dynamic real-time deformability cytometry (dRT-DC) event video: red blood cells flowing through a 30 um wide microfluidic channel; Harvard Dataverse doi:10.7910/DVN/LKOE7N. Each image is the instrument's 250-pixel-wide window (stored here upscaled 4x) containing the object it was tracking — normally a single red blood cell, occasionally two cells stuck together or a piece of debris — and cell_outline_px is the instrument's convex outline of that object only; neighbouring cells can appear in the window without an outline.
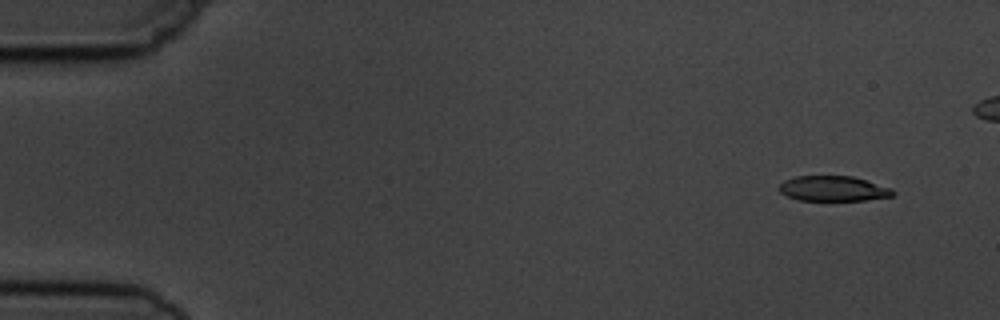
{"species": "common noctule bat (a hibernating species)", "species_latin": "Nyctalus noctula", "temperature_condition": "cold", "stored_images_in_passage": 7, "camera_frame_rate_fps": 3000, "um_per_image_px": 0.085, "animal": {"sex": "male", "body_mass_g": 19.5, "forearm_length_mm": 54.6}, "frame": {"image": 1, "passage_image": 1, "time_ms": 0.0, "image_size_px": [1000, 320], "cell_outline_px": [[896, 192], [892, 196], [868, 200], [800, 200], [788, 196], [780, 192], [776, 188], [784, 180], [796, 176], [852, 176], [892, 188]], "centroid_in_image_um": [70.82, 16.03], "position_along_channel_um": 14.2, "area_um2": 16.7}}
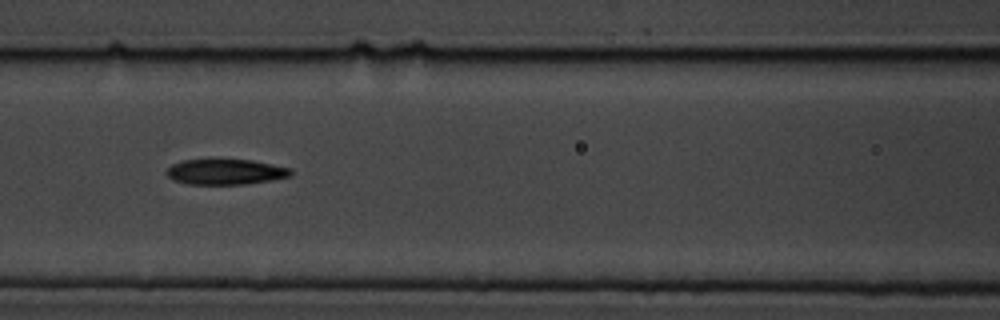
{"frame": {"image": 2, "passage_image": 6, "time_ms": 6.667, "image_size_px": [1000, 320], "cell_outline_px": [[292, 176], [272, 180], [248, 184], [188, 184], [176, 180], [168, 176], [168, 168], [172, 164], [184, 160], [252, 160], [292, 168]], "centroid_in_image_um": [19.25, 14.61], "position_along_channel_um": 147.4, "area_um2": 18.26}}
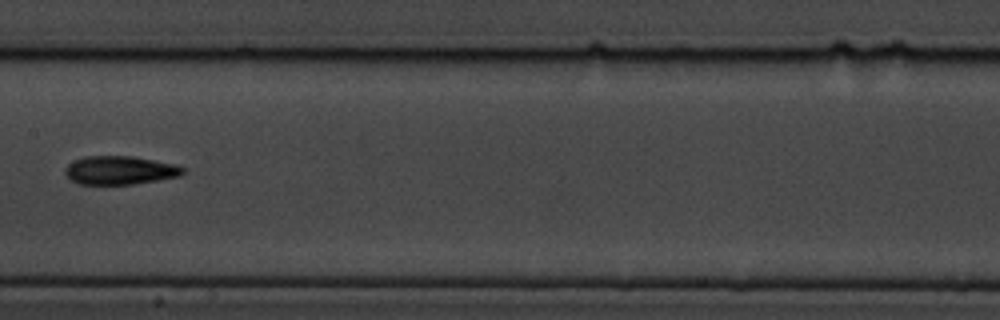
{"frame": {"image": 3, "passage_image": 7, "time_ms": 8.0, "image_size_px": [1000, 320], "cell_outline_px": [[184, 172], [180, 176], [132, 184], [80, 184], [72, 180], [64, 172], [64, 168], [68, 164], [84, 156], [132, 156], [176, 164], [184, 168]], "centroid_in_image_um": [10.19, 14.46], "position_along_channel_um": 197.2, "area_um2": 19.42}}